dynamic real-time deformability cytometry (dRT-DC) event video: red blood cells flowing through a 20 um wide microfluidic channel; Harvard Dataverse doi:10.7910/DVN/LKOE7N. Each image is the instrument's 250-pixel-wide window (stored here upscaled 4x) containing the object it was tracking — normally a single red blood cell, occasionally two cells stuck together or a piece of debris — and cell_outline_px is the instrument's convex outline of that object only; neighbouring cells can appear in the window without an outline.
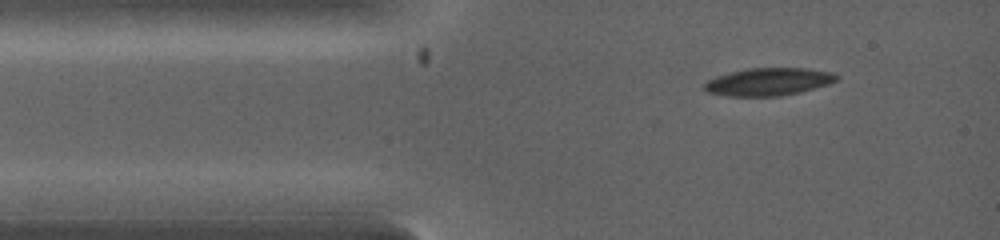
{"species": "common noctule bat (a hibernating species)", "species_latin": "Nyctalus noctula", "temperature_condition": "warm", "stored_images_in_passage": 4, "camera_frame_rate_fps": 5000, "um_per_image_px": 0.085, "animal": {"sex": "female", "body_mass_g": 19.0, "forearm_length_mm": 53.3}, "frame": {"image": 1, "passage_image": 1, "time_ms": 0.0, "image_size_px": [1000, 240], "cell_outline_px": [[840, 76], [836, 80], [828, 84], [780, 96], [728, 96], [708, 92], [704, 88], [704, 84], [708, 80], [716, 76], [748, 68], [804, 68], [832, 72]], "centroid_in_image_um": [65.31, 6.94], "position_along_channel_um": 19.7, "area_um2": 20.98}}